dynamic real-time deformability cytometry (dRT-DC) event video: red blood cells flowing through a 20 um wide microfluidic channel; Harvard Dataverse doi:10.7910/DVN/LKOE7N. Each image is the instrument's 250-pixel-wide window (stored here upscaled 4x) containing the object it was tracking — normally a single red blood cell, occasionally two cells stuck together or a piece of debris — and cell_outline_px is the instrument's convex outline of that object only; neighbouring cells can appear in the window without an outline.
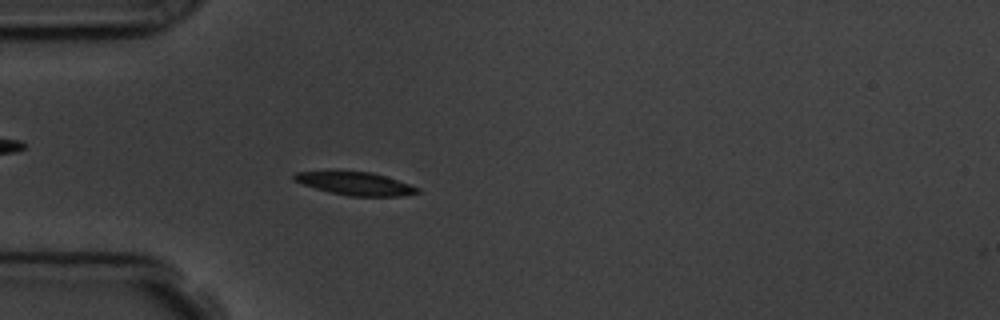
{"species": "common noctule bat (a hibernating species)", "species_latin": "Nyctalus noctula", "temperature_condition": "room temperature", "stored_images_in_passage": 57, "camera_frame_rate_fps": 3000, "um_per_image_px": 0.085, "animal": {"sex": "male", "body_mass_g": 19.5, "forearm_length_mm": 54.6}, "frame": {"image": 1, "passage_image": 17, "time_ms": 5.333, "image_size_px": [1000, 320], "cell_outline_px": [[420, 192], [400, 196], [348, 196], [316, 188], [292, 180], [292, 176], [296, 172], [372, 172], [420, 188]], "centroid_in_image_um": [30.22, 15.62], "position_along_channel_um": 54.8, "area_um2": 16.07}}
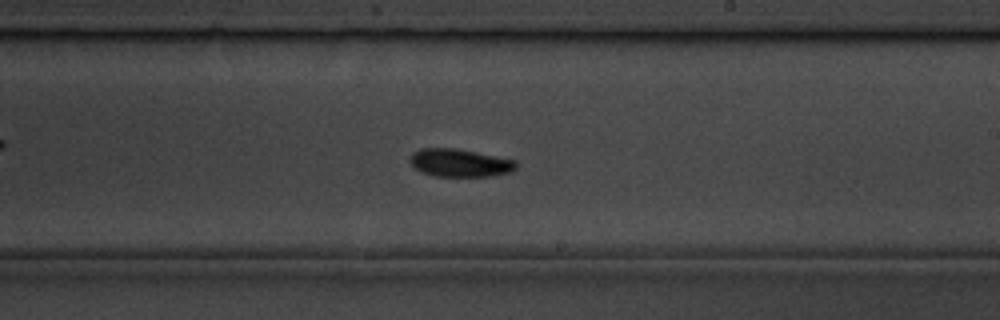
{"frame": {"image": 2, "passage_image": 34, "time_ms": 11.0, "image_size_px": [1000, 320], "cell_outline_px": [[516, 168], [512, 172], [492, 176], [432, 176], [416, 168], [408, 160], [408, 156], [412, 152], [420, 148], [456, 148], [516, 160]], "centroid_in_image_um": [39.07, 13.83], "position_along_channel_um": 249.9, "area_um2": 17.34}}
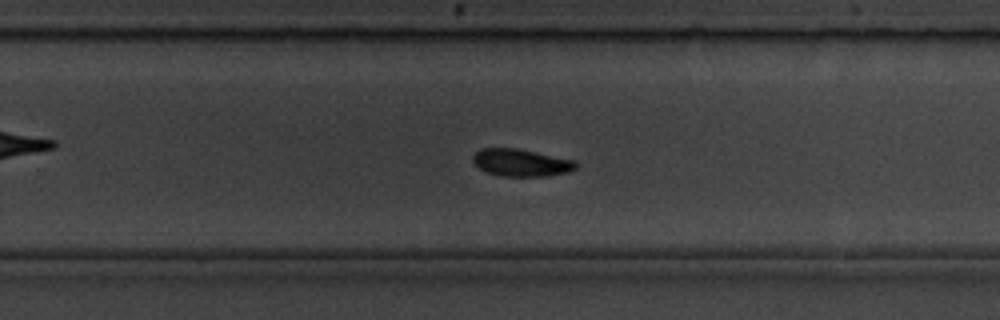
{"frame": {"image": 3, "passage_image": 37, "time_ms": 12.0, "image_size_px": [1000, 320], "cell_outline_px": [[580, 164], [576, 168], [568, 172], [548, 176], [500, 176], [488, 172], [480, 168], [472, 160], [472, 156], [480, 148], [516, 148], [576, 160]], "centroid_in_image_um": [44.33, 13.82], "position_along_channel_um": 285.5, "area_um2": 16.47}, "authors_computed_cell_mechanics": {"area_um2": 16.473, "velocity_mm_per_s": 3.5818, "shape_relaxation_time_tau1_ms": 3.2654, "shape_relaxation_time_tau2_ms": 4.6199, "deformation_change_tau1": 0.1072, "deformation_change_tau2": 0.0861}}